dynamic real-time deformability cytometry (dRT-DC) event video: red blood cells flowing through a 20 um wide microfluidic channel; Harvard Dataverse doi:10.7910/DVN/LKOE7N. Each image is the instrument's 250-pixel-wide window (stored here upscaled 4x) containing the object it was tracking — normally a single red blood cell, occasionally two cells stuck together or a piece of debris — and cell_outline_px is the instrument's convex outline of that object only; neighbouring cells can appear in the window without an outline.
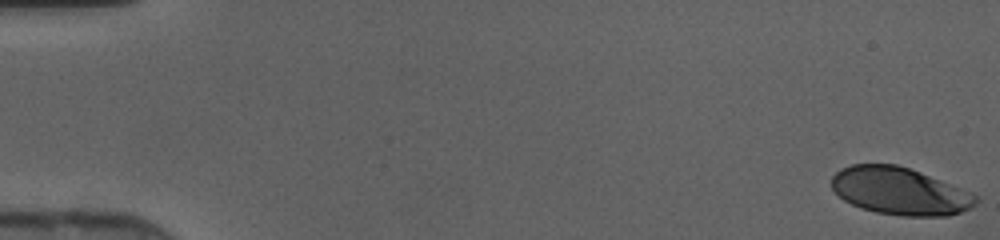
{"species": "human", "species_latin": "Homo sapiens", "temperature_condition": "cold", "stored_images_in_passage": 47, "camera_frame_rate_fps": 3000, "um_per_image_px": 0.085, "donor": {"sex": "female"}, "frame": {"image": 1, "passage_image": 1, "time_ms": 0.0, "image_size_px": [1000, 240], "cell_outline_px": [[976, 204], [960, 212], [948, 216], [900, 216], [876, 212], [860, 208], [844, 200], [832, 188], [832, 176], [840, 168], [852, 164], [896, 164], [920, 172], [960, 188], [976, 196]], "centroid_in_image_um": [76.43, 16.25], "position_along_channel_um": 8.6, "area_um2": 39.48}}
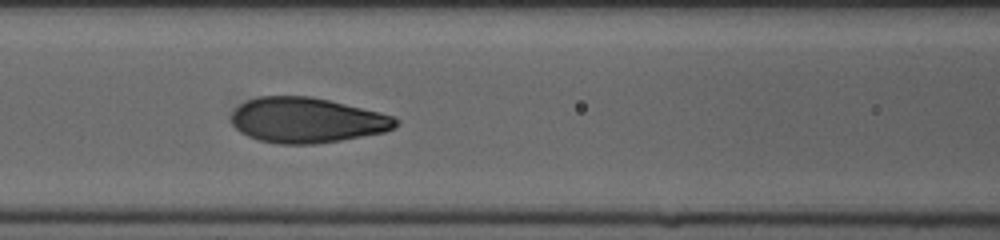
{"frame": {"image": 2, "passage_image": 21, "time_ms": 6.667, "image_size_px": [1000, 240], "cell_outline_px": [[400, 124], [384, 132], [340, 140], [316, 144], [280, 144], [260, 140], [248, 136], [240, 132], [232, 124], [232, 112], [240, 104], [248, 100], [260, 96], [312, 96], [380, 112], [392, 116], [400, 120]], "centroid_in_image_um": [26.09, 10.21], "position_along_channel_um": 140.5, "area_um2": 43.23}}
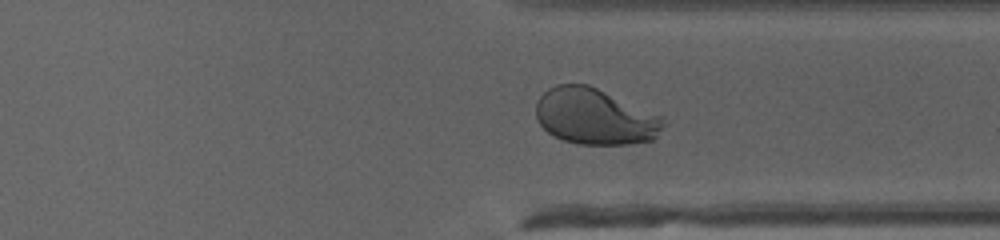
{"frame": {"image": 3, "passage_image": 36, "time_ms": 11.667, "image_size_px": [1000, 240], "cell_outline_px": [[668, 124], [652, 140], [628, 144], [576, 144], [552, 136], [540, 124], [536, 116], [536, 104], [540, 96], [548, 88], [556, 84], [588, 84], [664, 116]], "centroid_in_image_um": [50.6, 9.91], "position_along_channel_um": 360.8, "area_um2": 42.02}}